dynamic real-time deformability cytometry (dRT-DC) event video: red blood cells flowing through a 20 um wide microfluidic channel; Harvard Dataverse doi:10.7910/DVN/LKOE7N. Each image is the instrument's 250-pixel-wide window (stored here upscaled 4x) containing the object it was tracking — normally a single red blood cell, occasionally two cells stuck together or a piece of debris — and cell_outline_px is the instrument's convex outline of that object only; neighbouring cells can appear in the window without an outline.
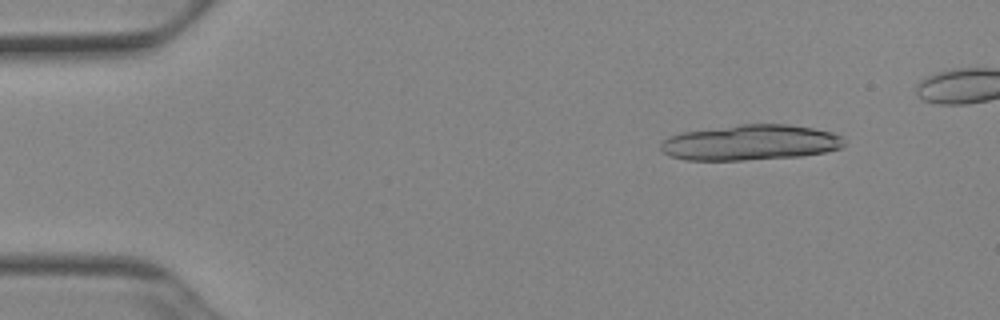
{"species": "Egyptian fruit bat (a non-hibernating species)", "species_latin": "Rousettus aegyptiacus", "temperature_condition": "cold", "stored_images_in_passage": 17, "camera_frame_rate_fps": 3000, "um_per_image_px": 0.085, "animal": {"sex": "female"}, "frame": {"image": 1, "passage_image": 6, "time_ms": 1.667, "image_size_px": [1000, 320], "cell_outline_px": [[844, 144], [840, 148], [824, 152], [800, 156], [744, 160], [684, 160], [668, 156], [660, 148], [660, 144], [664, 140], [680, 132], [740, 124], [788, 124], [812, 128], [832, 132], [844, 136]], "centroid_in_image_um": [63.78, 12.11], "position_along_channel_um": 21.2, "area_um2": 38.03}}